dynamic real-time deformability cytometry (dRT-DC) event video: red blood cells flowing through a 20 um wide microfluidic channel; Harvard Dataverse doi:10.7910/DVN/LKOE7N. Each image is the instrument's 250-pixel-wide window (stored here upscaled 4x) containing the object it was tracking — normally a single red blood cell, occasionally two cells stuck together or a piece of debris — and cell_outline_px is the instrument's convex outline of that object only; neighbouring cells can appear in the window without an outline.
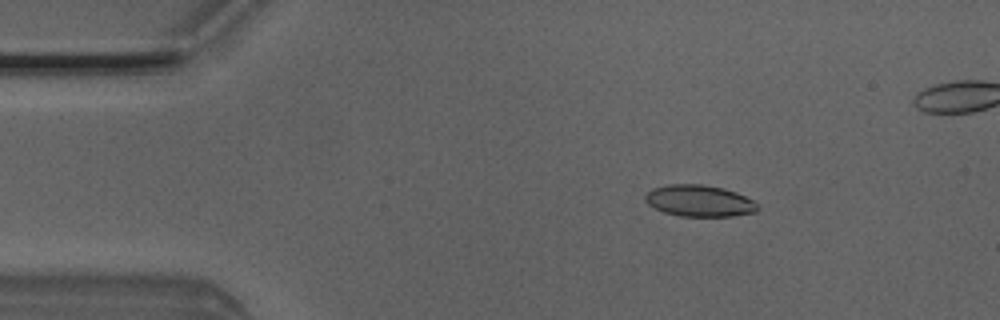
{"species": "Egyptian fruit bat (a non-hibernating species)", "species_latin": "Rousettus aegyptiacus", "temperature_condition": "room temperature", "stored_images_in_passage": 5, "camera_frame_rate_fps": 3000, "um_per_image_px": 0.085, "animal": {"sex": "male"}, "frame": {"image": 1, "passage_image": 2, "time_ms": 0.333, "image_size_px": [1000, 320], "cell_outline_px": [[760, 208], [756, 212], [732, 216], [680, 216], [664, 212], [648, 204], [644, 200], [644, 196], [652, 188], [668, 184], [704, 184], [724, 188], [736, 192], [752, 200]], "centroid_in_image_um": [59.43, 17.06], "position_along_channel_um": 25.6, "area_um2": 20.69}}